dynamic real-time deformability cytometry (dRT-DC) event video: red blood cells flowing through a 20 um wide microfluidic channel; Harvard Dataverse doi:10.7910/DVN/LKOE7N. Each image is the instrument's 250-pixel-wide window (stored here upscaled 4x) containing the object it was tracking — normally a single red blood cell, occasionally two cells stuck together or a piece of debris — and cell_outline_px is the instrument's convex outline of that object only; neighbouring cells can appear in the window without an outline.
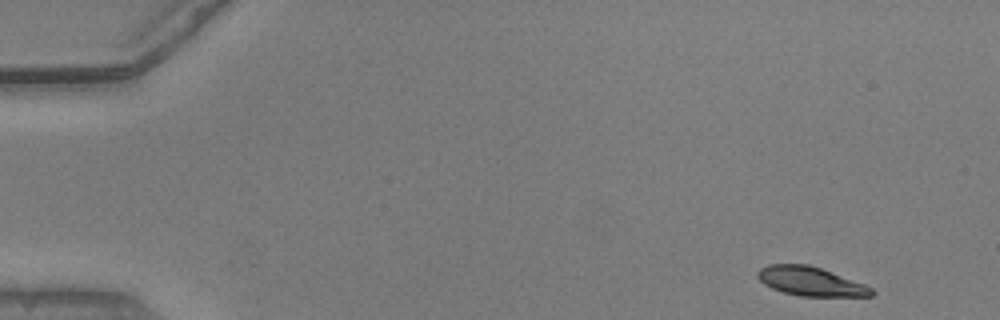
{"species": "common noctule bat (a hibernating species)", "species_latin": "Nyctalus noctula", "temperature_condition": "warm", "stored_images_in_passage": 50, "camera_frame_rate_fps": 3000, "um_per_image_px": 0.085, "animal": {"sex": "male", "body_mass_g": 20.5, "forearm_length_mm": 52.5}, "frame": {"image": 1, "passage_image": 1, "time_ms": 0.0, "image_size_px": [1000, 320], "cell_outline_px": [[876, 292], [872, 296], [800, 296], [784, 292], [772, 288], [764, 284], [756, 276], [756, 272], [760, 268], [768, 264], [808, 264], [820, 268], [864, 284], [872, 288]], "centroid_in_image_um": [68.88, 23.91], "position_along_channel_um": 16.1, "area_um2": 19.13}}
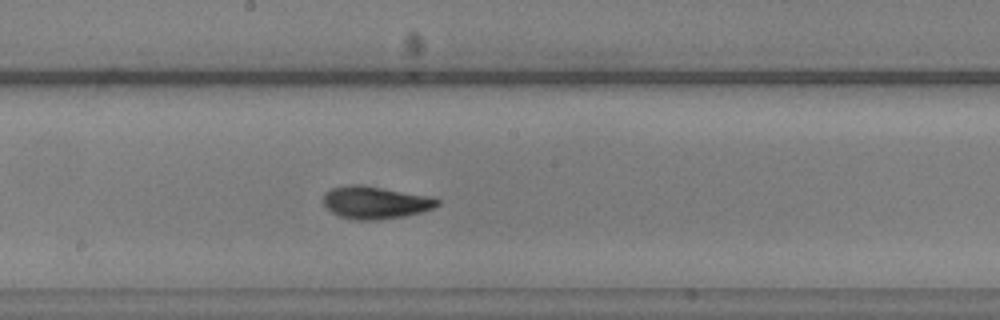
{"frame": {"image": 2, "passage_image": 26, "time_ms": 8.333, "image_size_px": [1000, 320], "cell_outline_px": [[440, 204], [432, 208], [420, 212], [404, 216], [376, 220], [356, 220], [340, 216], [332, 212], [324, 204], [324, 196], [332, 188], [348, 184], [364, 184], [436, 196], [440, 200]], "centroid_in_image_um": [31.98, 17.19], "position_along_channel_um": 216.2, "area_um2": 21.91}}
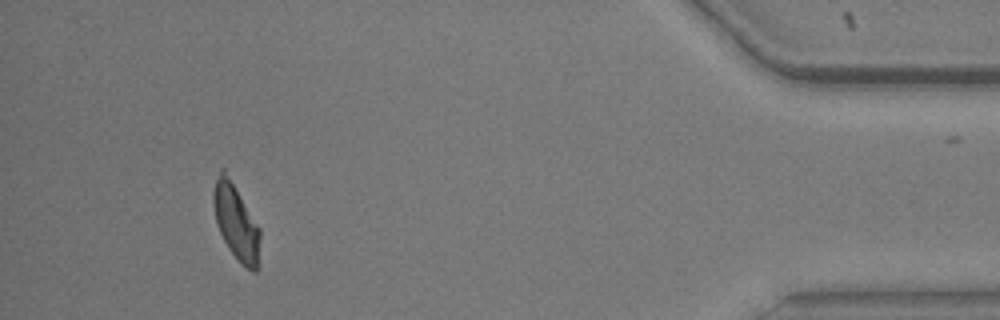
{"frame": {"image": 3, "passage_image": 46, "time_ms": 15.0, "image_size_px": [1000, 320], "cell_outline_px": [[260, 268], [256, 272], [252, 272], [228, 248], [216, 224], [212, 204], [212, 192], [220, 168], [224, 168], [260, 228]], "centroid_in_image_um": [20.07, 18.88], "position_along_channel_um": 415.1, "area_um2": 20.63}, "authors_computed_cell_mechanics": {"area_um2": 20.7213, "velocity_mm_per_s": 3.8717, "shape_relaxation_time_tau1_ms": 3.2625, "shape_relaxation_time_tau2_ms": 1.1449, "deformation_change_tau1": 0.1765, "deformation_change_tau2": 0.0538}}